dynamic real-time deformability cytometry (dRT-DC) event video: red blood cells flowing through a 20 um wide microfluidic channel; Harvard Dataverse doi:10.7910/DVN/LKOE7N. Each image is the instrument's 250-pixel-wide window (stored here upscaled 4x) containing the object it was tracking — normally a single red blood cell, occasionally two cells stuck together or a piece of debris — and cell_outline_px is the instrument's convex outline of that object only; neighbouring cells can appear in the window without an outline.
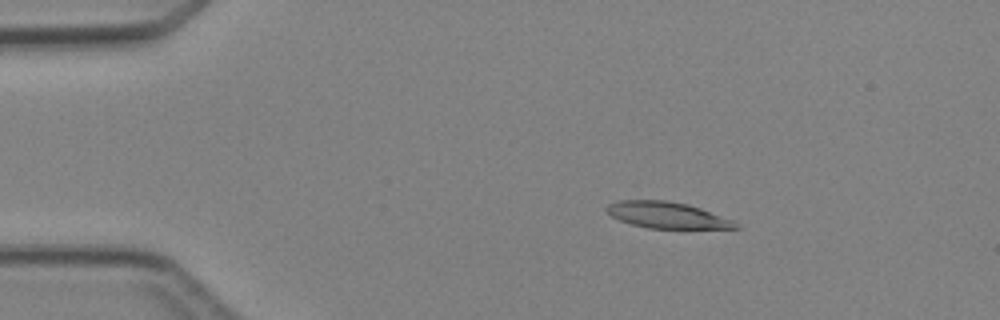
{"species": "Egyptian fruit bat (a non-hibernating species)", "species_latin": "Rousettus aegyptiacus", "temperature_condition": "cold", "stored_images_in_passage": 5, "camera_frame_rate_fps": 3000, "um_per_image_px": 0.085, "animal": {"sex": "female"}, "frame": {"image": 1, "passage_image": 3, "time_ms": 2.333, "image_size_px": [1000, 320], "cell_outline_px": [[740, 228], [648, 228], [632, 224], [620, 220], [612, 216], [604, 208], [608, 204], [620, 200], [664, 200], [688, 204], [700, 208], [732, 220]], "centroid_in_image_um": [56.65, 18.27], "position_along_channel_um": 28.3, "area_um2": 19.42}}
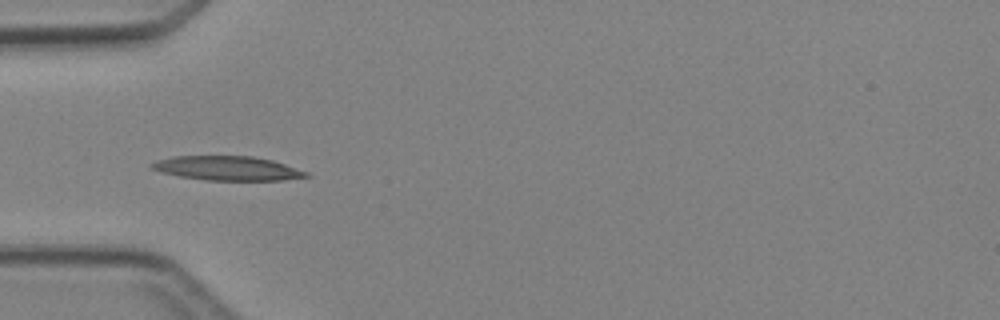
{"frame": {"image": 2, "passage_image": 5, "time_ms": 4.667, "image_size_px": [1000, 320], "cell_outline_px": [[312, 176], [284, 180], [208, 180], [180, 176], [160, 172], [152, 168], [148, 164], [156, 160], [176, 156], [252, 156], [272, 160], [308, 172]], "centroid_in_image_um": [19.33, 14.3], "position_along_channel_um": 65.7, "area_um2": 21.73}}